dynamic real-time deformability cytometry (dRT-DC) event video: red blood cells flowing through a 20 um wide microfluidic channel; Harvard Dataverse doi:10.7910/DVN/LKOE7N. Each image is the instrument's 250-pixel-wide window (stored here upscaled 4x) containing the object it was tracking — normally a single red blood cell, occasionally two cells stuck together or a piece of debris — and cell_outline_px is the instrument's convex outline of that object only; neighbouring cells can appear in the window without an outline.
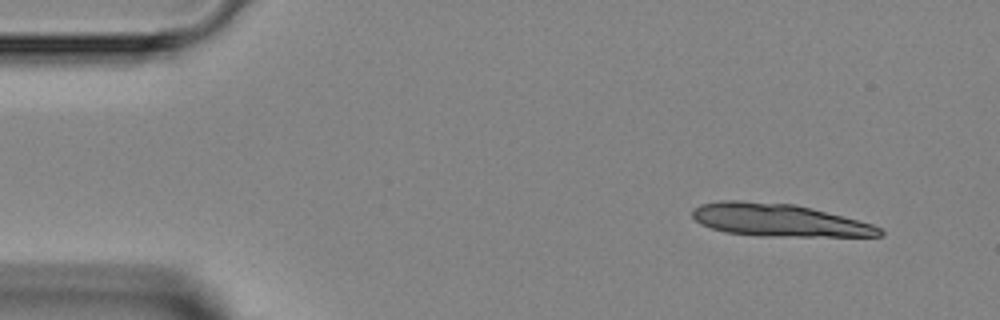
{"species": "Egyptian fruit bat (a non-hibernating species)", "species_latin": "Rousettus aegyptiacus", "temperature_condition": "room temperature", "stored_images_in_passage": 6, "segment_of_instrument_passage": [1, 2], "camera_frame_rate_fps": 3000, "um_per_image_px": 0.085, "animal": {"sex": "female"}, "frame": {"image": 1, "passage_image": 1, "time_ms": 0.0, "image_size_px": [1000, 320], "cell_outline_px": [[884, 236], [760, 236], [724, 232], [700, 224], [692, 216], [692, 208], [700, 204], [720, 200], [740, 200], [792, 204], [872, 224], [880, 228], [884, 232]], "centroid_in_image_um": [66.11, 18.71], "position_along_channel_um": 18.9, "area_um2": 35.26}}